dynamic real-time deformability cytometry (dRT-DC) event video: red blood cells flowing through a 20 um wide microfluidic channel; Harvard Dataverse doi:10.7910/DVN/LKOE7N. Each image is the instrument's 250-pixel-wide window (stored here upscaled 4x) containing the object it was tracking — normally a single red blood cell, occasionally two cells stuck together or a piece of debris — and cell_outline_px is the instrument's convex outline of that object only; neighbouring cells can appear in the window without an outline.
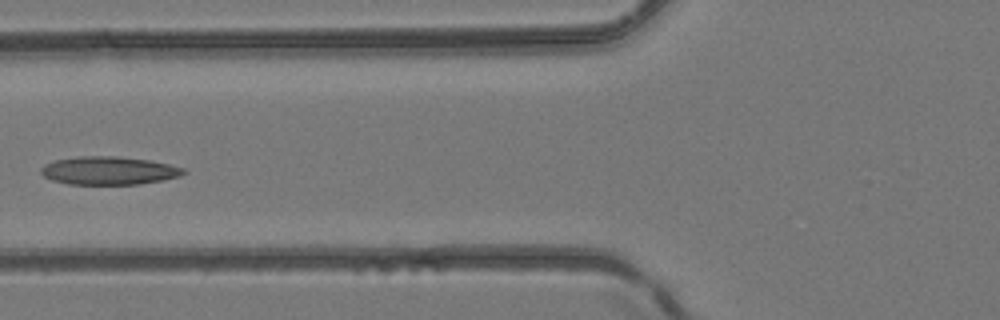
{"species": "common noctule bat (a hibernating species)", "species_latin": "Nyctalus noctula", "temperature_condition": "room temperature", "stored_images_in_passage": 5, "camera_frame_rate_fps": 3000, "um_per_image_px": 0.085, "animal": {"sex": "female", "body_mass_g": 24.6, "forearm_length_mm": 56.2}, "frame": {"image": 1, "passage_image": 5, "time_ms": 1.333, "image_size_px": [1000, 320], "cell_outline_px": [[188, 172], [180, 176], [164, 180], [140, 184], [68, 184], [52, 180], [44, 176], [40, 172], [40, 168], [44, 164], [56, 160], [76, 156], [116, 156], [148, 160], [168, 164], [184, 168]], "centroid_in_image_um": [9.25, 14.5], "position_along_channel_um": 116.5, "area_um2": 23.47}}